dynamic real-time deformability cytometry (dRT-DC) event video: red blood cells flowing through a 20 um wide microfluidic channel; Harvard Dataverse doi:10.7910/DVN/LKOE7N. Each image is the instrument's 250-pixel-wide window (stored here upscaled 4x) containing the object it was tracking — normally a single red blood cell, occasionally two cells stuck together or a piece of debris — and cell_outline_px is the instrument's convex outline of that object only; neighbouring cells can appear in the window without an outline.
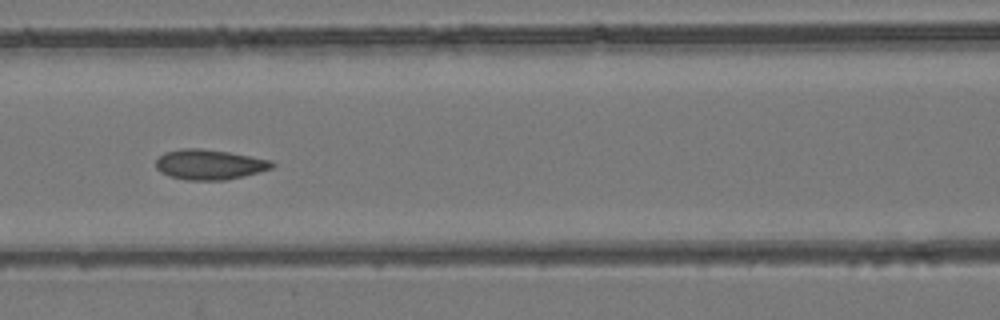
{"species": "common noctule bat (a hibernating species)", "species_latin": "Nyctalus noctula", "temperature_condition": "room temperature", "stored_images_in_passage": 8, "camera_frame_rate_fps": 3000, "um_per_image_px": 0.085, "animal": {"sex": "female", "body_mass_g": 24.6, "forearm_length_mm": 56.2}, "frame": {"image": 1, "passage_image": 5, "time_ms": 1.333, "image_size_px": [1000, 320], "cell_outline_px": [[276, 164], [272, 168], [244, 176], [224, 180], [188, 180], [172, 176], [160, 172], [156, 168], [156, 160], [164, 152], [184, 148], [200, 148], [228, 152], [272, 160]], "centroid_in_image_um": [17.81, 13.98], "position_along_channel_um": 148.8, "area_um2": 20.29}}
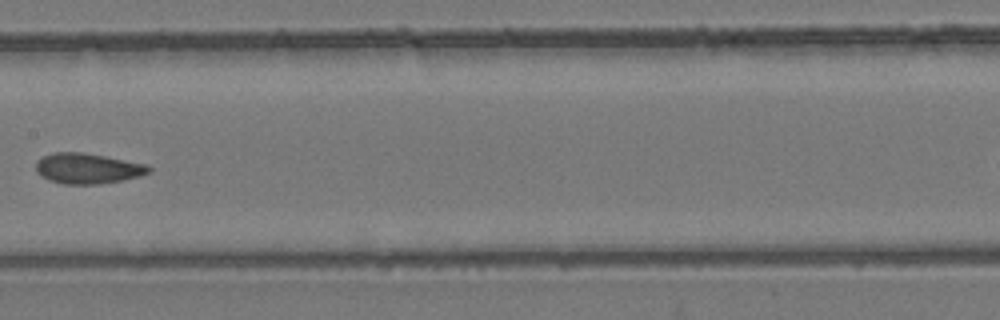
{"frame": {"image": 2, "passage_image": 6, "time_ms": 1.667, "image_size_px": [1000, 320], "cell_outline_px": [[152, 172], [140, 176], [124, 180], [100, 184], [64, 184], [48, 180], [40, 176], [36, 172], [36, 160], [52, 152], [84, 152], [148, 164], [152, 168]], "centroid_in_image_um": [7.47, 14.32], "position_along_channel_um": 199.9, "area_um2": 20.4}}